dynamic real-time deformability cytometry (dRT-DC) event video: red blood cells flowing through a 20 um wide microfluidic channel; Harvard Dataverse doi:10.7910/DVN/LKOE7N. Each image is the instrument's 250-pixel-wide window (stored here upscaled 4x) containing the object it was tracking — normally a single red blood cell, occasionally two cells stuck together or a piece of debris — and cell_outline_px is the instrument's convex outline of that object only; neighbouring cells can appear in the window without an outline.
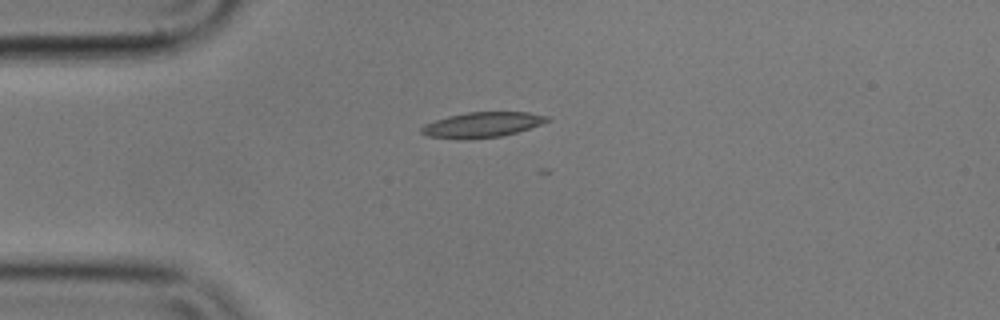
{"species": "common noctule bat (a hibernating species)", "species_latin": "Nyctalus noctula", "temperature_condition": "cold", "stored_images_in_passage": 5, "camera_frame_rate_fps": 3000, "um_per_image_px": 0.085, "animal": {"sex": "male", "body_mass_g": 17.9}, "frame": {"image": 1, "passage_image": 1, "time_ms": 0.0, "image_size_px": [1000, 320], "cell_outline_px": [[552, 120], [516, 132], [500, 136], [468, 140], [456, 140], [428, 136], [420, 132], [420, 128], [424, 124], [448, 116], [468, 112], [528, 112], [548, 116]], "centroid_in_image_um": [40.94, 10.61], "position_along_channel_um": 44.1, "area_um2": 18.61}}